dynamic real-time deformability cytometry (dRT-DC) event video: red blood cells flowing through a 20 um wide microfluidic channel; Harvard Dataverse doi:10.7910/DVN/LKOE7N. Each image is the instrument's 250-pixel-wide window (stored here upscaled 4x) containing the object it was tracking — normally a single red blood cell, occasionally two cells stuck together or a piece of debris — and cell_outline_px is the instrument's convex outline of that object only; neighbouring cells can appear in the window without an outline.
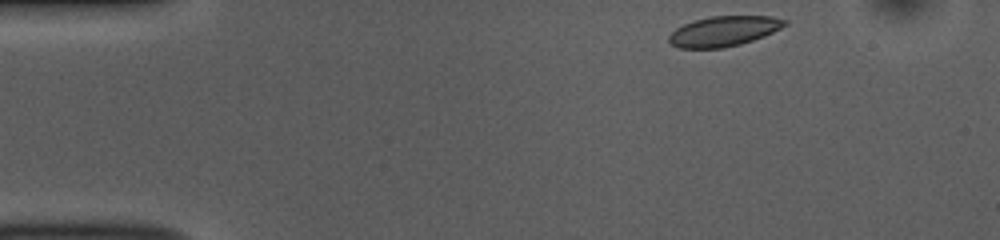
{"species": "common noctule bat (a hibernating species)", "species_latin": "Nyctalus noctula", "temperature_condition": "room temperature", "stored_images_in_passage": 47, "camera_frame_rate_fps": 3000, "um_per_image_px": 0.085, "animal": {"sex": "female", "body_mass_g": 10.0, "forearm_length_mm": 53.1}, "frame": {"image": 1, "passage_image": 1, "time_ms": 0.0, "image_size_px": [1000, 240], "cell_outline_px": [[788, 24], [764, 36], [740, 44], [724, 48], [680, 48], [672, 44], [668, 40], [668, 36], [676, 28], [692, 20], [712, 16], [772, 16], [788, 20]], "centroid_in_image_um": [61.52, 2.64], "position_along_channel_um": 23.5, "area_um2": 20.35}}
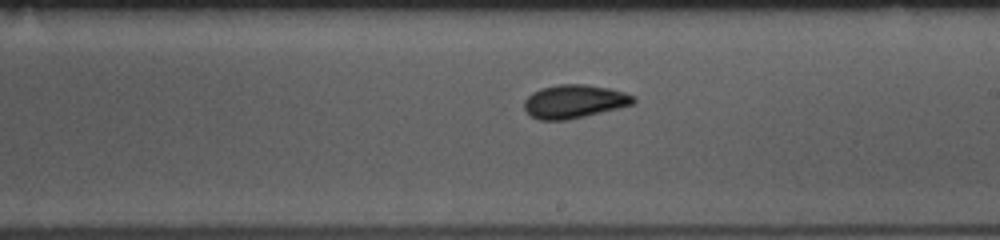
{"frame": {"image": 2, "passage_image": 24, "time_ms": 7.667, "image_size_px": [1000, 240], "cell_outline_px": [[636, 104], [568, 120], [540, 120], [532, 116], [524, 108], [524, 100], [532, 92], [540, 88], [556, 84], [584, 84], [608, 88], [624, 92], [636, 96]], "centroid_in_image_um": [48.83, 8.62], "position_along_channel_um": 240.2, "area_um2": 21.44}}
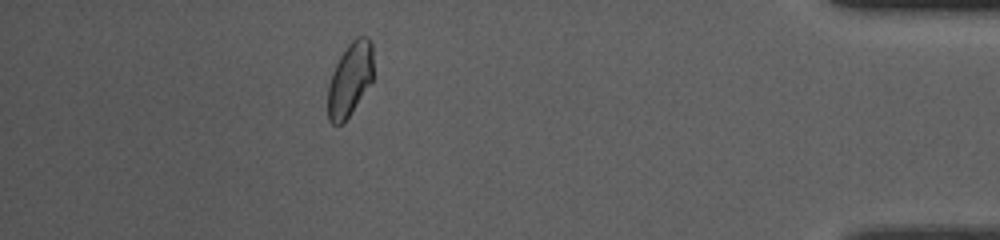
{"frame": {"image": 3, "passage_image": 41, "time_ms": 13.333, "image_size_px": [1000, 240], "cell_outline_px": [[372, 80], [344, 124], [332, 124], [328, 120], [328, 84], [332, 72], [340, 56], [348, 44], [356, 36], [368, 36], [372, 44]], "centroid_in_image_um": [29.73, 6.74], "position_along_channel_um": 405.5, "area_um2": 19.48}, "authors_computed_cell_mechanics": {"area_um2": 20.8658, "velocity_mm_per_s": 3.7591, "shape_relaxation_time_tau1_ms": 2.6817, "shape_relaxation_time_tau2_ms": 0.7488, "deformation_change_tau1": 0.0858, "deformation_change_tau2": 0.0404}}